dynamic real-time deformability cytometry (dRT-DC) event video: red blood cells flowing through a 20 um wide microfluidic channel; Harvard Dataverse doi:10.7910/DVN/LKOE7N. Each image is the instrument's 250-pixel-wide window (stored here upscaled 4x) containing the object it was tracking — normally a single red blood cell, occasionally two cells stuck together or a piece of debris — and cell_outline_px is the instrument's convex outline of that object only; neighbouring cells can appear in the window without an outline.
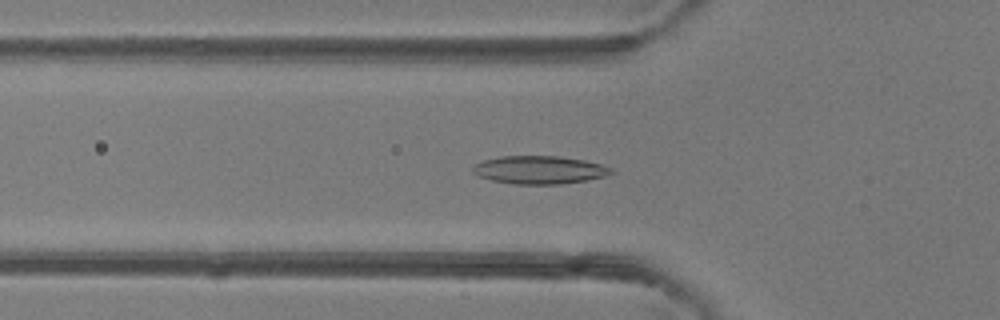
{"species": "common noctule bat (a hibernating species)", "species_latin": "Nyctalus noctula", "temperature_condition": "room temperature", "stored_images_in_passage": 49, "camera_frame_rate_fps": 3000, "um_per_image_px": 0.085, "animal": {"sex": "female"}, "frame": {"image": 1, "passage_image": 17, "time_ms": 5.333, "image_size_px": [1000, 320], "cell_outline_px": [[616, 172], [604, 176], [588, 180], [560, 184], [512, 184], [492, 180], [480, 176], [472, 172], [472, 164], [484, 160], [500, 156], [560, 156], [584, 160], [600, 164], [612, 168]], "centroid_in_image_um": [45.85, 14.44], "position_along_channel_um": 80.0, "area_um2": 22.72}}
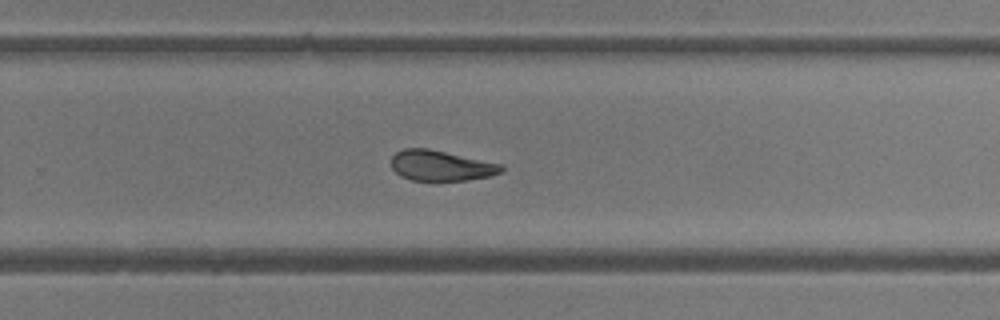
{"frame": {"image": 2, "passage_image": 32, "time_ms": 10.333, "image_size_px": [1000, 320], "cell_outline_px": [[504, 168], [500, 172], [488, 176], [468, 180], [412, 180], [400, 176], [392, 168], [392, 156], [396, 152], [404, 148], [428, 148], [500, 164]], "centroid_in_image_um": [37.43, 14.07], "position_along_channel_um": 292.4, "area_um2": 19.19}}
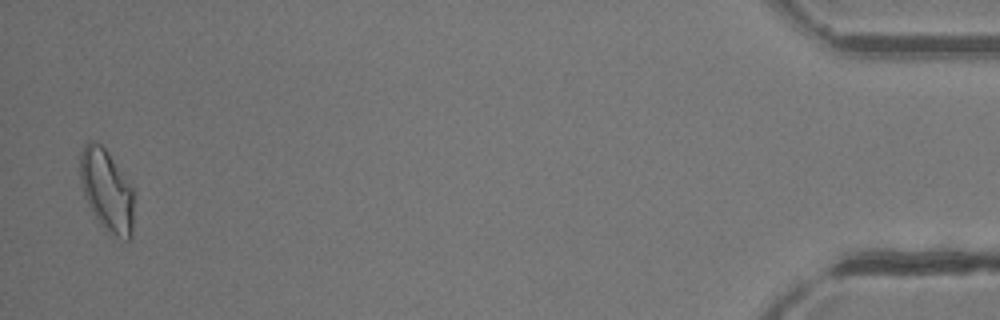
{"frame": {"image": 3, "passage_image": 48, "time_ms": 15.667, "image_size_px": [1000, 320], "cell_outline_px": [[132, 236], [128, 240], [124, 240], [116, 236], [100, 224], [92, 212], [88, 204], [80, 180], [80, 152], [84, 144], [88, 140], [96, 140], [104, 148], [132, 188]], "centroid_in_image_um": [9.04, 16.16], "position_along_channel_um": 426.2, "area_um2": 25.09}, "authors_computed_cell_mechanics": {"area_um2": 21.7328, "velocity_mm_per_s": 4.2352, "shape_relaxation_time_tau1_ms": null, "shape_relaxation_time_tau2_ms": 2.3306, "deformation_change_tau1": null, "deformation_change_tau2": 0.09}}